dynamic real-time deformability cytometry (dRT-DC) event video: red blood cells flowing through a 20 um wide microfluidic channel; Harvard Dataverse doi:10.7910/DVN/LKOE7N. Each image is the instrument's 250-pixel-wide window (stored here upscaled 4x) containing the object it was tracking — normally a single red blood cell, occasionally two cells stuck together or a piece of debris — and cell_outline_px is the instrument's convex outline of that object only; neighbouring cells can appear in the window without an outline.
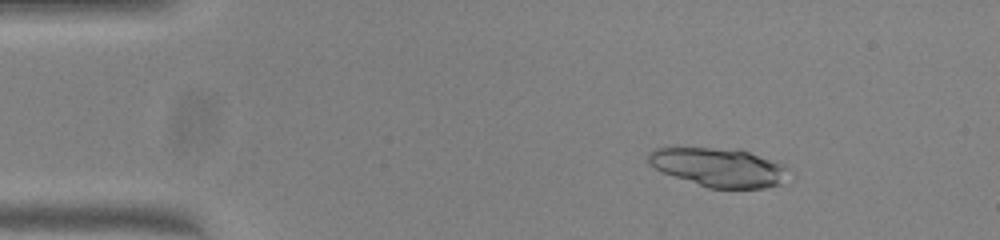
{"species": "common noctule bat (a hibernating species)", "species_latin": "Nyctalus noctula", "temperature_condition": "warm", "stored_images_in_passage": 50, "camera_frame_rate_fps": 3000, "um_per_image_px": 0.085, "animal": {"sex": "female", "body_mass_g": 23.0, "forearm_length_mm": 53.4}, "frame": {"image": 1, "passage_image": 7, "time_ms": 2.0, "image_size_px": [1000, 240], "cell_outline_px": [[788, 168], [780, 184], [764, 188], [708, 188], [664, 172], [648, 164], [648, 152], [656, 148], [676, 144], [740, 148], [780, 160], [788, 164]], "centroid_in_image_um": [61.09, 14.13], "position_along_channel_um": 23.9, "area_um2": 33.23}}